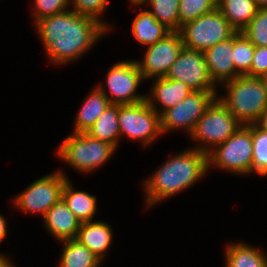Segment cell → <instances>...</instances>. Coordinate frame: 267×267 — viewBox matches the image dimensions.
<instances>
[{
	"mask_svg": "<svg viewBox=\"0 0 267 267\" xmlns=\"http://www.w3.org/2000/svg\"><path fill=\"white\" fill-rule=\"evenodd\" d=\"M35 24L47 55L55 64L76 60L109 30L107 24L72 10L45 17Z\"/></svg>",
	"mask_w": 267,
	"mask_h": 267,
	"instance_id": "obj_1",
	"label": "cell"
},
{
	"mask_svg": "<svg viewBox=\"0 0 267 267\" xmlns=\"http://www.w3.org/2000/svg\"><path fill=\"white\" fill-rule=\"evenodd\" d=\"M208 169V154L199 149L192 148L171 157L143 182L147 206H153L192 186Z\"/></svg>",
	"mask_w": 267,
	"mask_h": 267,
	"instance_id": "obj_2",
	"label": "cell"
},
{
	"mask_svg": "<svg viewBox=\"0 0 267 267\" xmlns=\"http://www.w3.org/2000/svg\"><path fill=\"white\" fill-rule=\"evenodd\" d=\"M226 96L218 99L242 125L255 124L267 108V90L260 77L238 76L224 82Z\"/></svg>",
	"mask_w": 267,
	"mask_h": 267,
	"instance_id": "obj_3",
	"label": "cell"
},
{
	"mask_svg": "<svg viewBox=\"0 0 267 267\" xmlns=\"http://www.w3.org/2000/svg\"><path fill=\"white\" fill-rule=\"evenodd\" d=\"M116 148L87 133H73L59 146L57 154L80 172H90L104 165Z\"/></svg>",
	"mask_w": 267,
	"mask_h": 267,
	"instance_id": "obj_4",
	"label": "cell"
},
{
	"mask_svg": "<svg viewBox=\"0 0 267 267\" xmlns=\"http://www.w3.org/2000/svg\"><path fill=\"white\" fill-rule=\"evenodd\" d=\"M236 32L217 7L180 29L184 47L202 52L231 38Z\"/></svg>",
	"mask_w": 267,
	"mask_h": 267,
	"instance_id": "obj_5",
	"label": "cell"
},
{
	"mask_svg": "<svg viewBox=\"0 0 267 267\" xmlns=\"http://www.w3.org/2000/svg\"><path fill=\"white\" fill-rule=\"evenodd\" d=\"M211 149L208 164L237 174L251 173L252 124L240 126L224 143Z\"/></svg>",
	"mask_w": 267,
	"mask_h": 267,
	"instance_id": "obj_6",
	"label": "cell"
},
{
	"mask_svg": "<svg viewBox=\"0 0 267 267\" xmlns=\"http://www.w3.org/2000/svg\"><path fill=\"white\" fill-rule=\"evenodd\" d=\"M240 126L242 124L217 97L198 120L196 128L190 135L192 139L204 143L203 145L200 143L201 146L194 149L208 154L211 148L214 149L224 143Z\"/></svg>",
	"mask_w": 267,
	"mask_h": 267,
	"instance_id": "obj_7",
	"label": "cell"
},
{
	"mask_svg": "<svg viewBox=\"0 0 267 267\" xmlns=\"http://www.w3.org/2000/svg\"><path fill=\"white\" fill-rule=\"evenodd\" d=\"M118 123L120 136L139 139L143 145L151 144L158 135H162L160 128V114L144 100L132 105H119Z\"/></svg>",
	"mask_w": 267,
	"mask_h": 267,
	"instance_id": "obj_8",
	"label": "cell"
},
{
	"mask_svg": "<svg viewBox=\"0 0 267 267\" xmlns=\"http://www.w3.org/2000/svg\"><path fill=\"white\" fill-rule=\"evenodd\" d=\"M216 98V91H192L181 102L160 115L161 133L184 128L191 135L198 120Z\"/></svg>",
	"mask_w": 267,
	"mask_h": 267,
	"instance_id": "obj_9",
	"label": "cell"
},
{
	"mask_svg": "<svg viewBox=\"0 0 267 267\" xmlns=\"http://www.w3.org/2000/svg\"><path fill=\"white\" fill-rule=\"evenodd\" d=\"M143 79L136 61L124 60L108 70L106 83L112 96L100 84L97 87L106 94L111 104L132 105L146 100V96L135 94Z\"/></svg>",
	"mask_w": 267,
	"mask_h": 267,
	"instance_id": "obj_10",
	"label": "cell"
},
{
	"mask_svg": "<svg viewBox=\"0 0 267 267\" xmlns=\"http://www.w3.org/2000/svg\"><path fill=\"white\" fill-rule=\"evenodd\" d=\"M67 176L62 172L46 175L29 185L15 198L18 209L29 213H41L42 216L62 199V191Z\"/></svg>",
	"mask_w": 267,
	"mask_h": 267,
	"instance_id": "obj_11",
	"label": "cell"
},
{
	"mask_svg": "<svg viewBox=\"0 0 267 267\" xmlns=\"http://www.w3.org/2000/svg\"><path fill=\"white\" fill-rule=\"evenodd\" d=\"M165 78L181 81L193 91H216L202 51L183 47Z\"/></svg>",
	"mask_w": 267,
	"mask_h": 267,
	"instance_id": "obj_12",
	"label": "cell"
},
{
	"mask_svg": "<svg viewBox=\"0 0 267 267\" xmlns=\"http://www.w3.org/2000/svg\"><path fill=\"white\" fill-rule=\"evenodd\" d=\"M184 47L180 31H171L162 40L147 46L144 60L136 61L142 77H165Z\"/></svg>",
	"mask_w": 267,
	"mask_h": 267,
	"instance_id": "obj_13",
	"label": "cell"
},
{
	"mask_svg": "<svg viewBox=\"0 0 267 267\" xmlns=\"http://www.w3.org/2000/svg\"><path fill=\"white\" fill-rule=\"evenodd\" d=\"M210 77L215 84L240 76L234 66L233 36L204 52Z\"/></svg>",
	"mask_w": 267,
	"mask_h": 267,
	"instance_id": "obj_14",
	"label": "cell"
},
{
	"mask_svg": "<svg viewBox=\"0 0 267 267\" xmlns=\"http://www.w3.org/2000/svg\"><path fill=\"white\" fill-rule=\"evenodd\" d=\"M43 219L47 231L60 242L75 239L81 223L63 199L55 203Z\"/></svg>",
	"mask_w": 267,
	"mask_h": 267,
	"instance_id": "obj_15",
	"label": "cell"
},
{
	"mask_svg": "<svg viewBox=\"0 0 267 267\" xmlns=\"http://www.w3.org/2000/svg\"><path fill=\"white\" fill-rule=\"evenodd\" d=\"M153 83V89H151L152 96L146 97L149 105L160 115L179 102H181L187 95H189L193 90L189 88L186 84L181 81L167 79L165 77L155 78ZM157 100V101H156ZM156 102H159L163 106V111L158 110ZM161 111V113H160Z\"/></svg>",
	"mask_w": 267,
	"mask_h": 267,
	"instance_id": "obj_16",
	"label": "cell"
},
{
	"mask_svg": "<svg viewBox=\"0 0 267 267\" xmlns=\"http://www.w3.org/2000/svg\"><path fill=\"white\" fill-rule=\"evenodd\" d=\"M106 222L88 221L80 223L77 240L80 244L87 247L101 261L104 254L112 243V229Z\"/></svg>",
	"mask_w": 267,
	"mask_h": 267,
	"instance_id": "obj_17",
	"label": "cell"
},
{
	"mask_svg": "<svg viewBox=\"0 0 267 267\" xmlns=\"http://www.w3.org/2000/svg\"><path fill=\"white\" fill-rule=\"evenodd\" d=\"M216 7L237 32L248 25L259 9L254 0H217Z\"/></svg>",
	"mask_w": 267,
	"mask_h": 267,
	"instance_id": "obj_18",
	"label": "cell"
},
{
	"mask_svg": "<svg viewBox=\"0 0 267 267\" xmlns=\"http://www.w3.org/2000/svg\"><path fill=\"white\" fill-rule=\"evenodd\" d=\"M132 34L136 40L146 46L155 44L171 32L148 11H140L132 23Z\"/></svg>",
	"mask_w": 267,
	"mask_h": 267,
	"instance_id": "obj_19",
	"label": "cell"
},
{
	"mask_svg": "<svg viewBox=\"0 0 267 267\" xmlns=\"http://www.w3.org/2000/svg\"><path fill=\"white\" fill-rule=\"evenodd\" d=\"M84 103L81 109H79L77 118L75 119L76 122L73 133H87L110 104V101L106 94L96 87L86 98Z\"/></svg>",
	"mask_w": 267,
	"mask_h": 267,
	"instance_id": "obj_20",
	"label": "cell"
},
{
	"mask_svg": "<svg viewBox=\"0 0 267 267\" xmlns=\"http://www.w3.org/2000/svg\"><path fill=\"white\" fill-rule=\"evenodd\" d=\"M118 115L119 105L110 103L93 126L87 131V134L117 148L120 137Z\"/></svg>",
	"mask_w": 267,
	"mask_h": 267,
	"instance_id": "obj_21",
	"label": "cell"
},
{
	"mask_svg": "<svg viewBox=\"0 0 267 267\" xmlns=\"http://www.w3.org/2000/svg\"><path fill=\"white\" fill-rule=\"evenodd\" d=\"M73 190L74 188L67 178L62 191V199L81 223L92 221L96 214V196L85 191Z\"/></svg>",
	"mask_w": 267,
	"mask_h": 267,
	"instance_id": "obj_22",
	"label": "cell"
},
{
	"mask_svg": "<svg viewBox=\"0 0 267 267\" xmlns=\"http://www.w3.org/2000/svg\"><path fill=\"white\" fill-rule=\"evenodd\" d=\"M226 267H267V256L249 244H229L225 251Z\"/></svg>",
	"mask_w": 267,
	"mask_h": 267,
	"instance_id": "obj_23",
	"label": "cell"
},
{
	"mask_svg": "<svg viewBox=\"0 0 267 267\" xmlns=\"http://www.w3.org/2000/svg\"><path fill=\"white\" fill-rule=\"evenodd\" d=\"M60 267H99L102 261L77 240H64Z\"/></svg>",
	"mask_w": 267,
	"mask_h": 267,
	"instance_id": "obj_24",
	"label": "cell"
},
{
	"mask_svg": "<svg viewBox=\"0 0 267 267\" xmlns=\"http://www.w3.org/2000/svg\"><path fill=\"white\" fill-rule=\"evenodd\" d=\"M234 66L240 76L251 77V63L255 52V45L242 33L233 35Z\"/></svg>",
	"mask_w": 267,
	"mask_h": 267,
	"instance_id": "obj_25",
	"label": "cell"
},
{
	"mask_svg": "<svg viewBox=\"0 0 267 267\" xmlns=\"http://www.w3.org/2000/svg\"><path fill=\"white\" fill-rule=\"evenodd\" d=\"M145 3L152 7L148 11L157 21L171 31H179V0H144L142 4Z\"/></svg>",
	"mask_w": 267,
	"mask_h": 267,
	"instance_id": "obj_26",
	"label": "cell"
},
{
	"mask_svg": "<svg viewBox=\"0 0 267 267\" xmlns=\"http://www.w3.org/2000/svg\"><path fill=\"white\" fill-rule=\"evenodd\" d=\"M252 165L251 172L267 175V132L252 124Z\"/></svg>",
	"mask_w": 267,
	"mask_h": 267,
	"instance_id": "obj_27",
	"label": "cell"
},
{
	"mask_svg": "<svg viewBox=\"0 0 267 267\" xmlns=\"http://www.w3.org/2000/svg\"><path fill=\"white\" fill-rule=\"evenodd\" d=\"M217 0H179V31L186 23L213 11Z\"/></svg>",
	"mask_w": 267,
	"mask_h": 267,
	"instance_id": "obj_28",
	"label": "cell"
},
{
	"mask_svg": "<svg viewBox=\"0 0 267 267\" xmlns=\"http://www.w3.org/2000/svg\"><path fill=\"white\" fill-rule=\"evenodd\" d=\"M241 32L255 46L267 47V8H259L257 14Z\"/></svg>",
	"mask_w": 267,
	"mask_h": 267,
	"instance_id": "obj_29",
	"label": "cell"
},
{
	"mask_svg": "<svg viewBox=\"0 0 267 267\" xmlns=\"http://www.w3.org/2000/svg\"><path fill=\"white\" fill-rule=\"evenodd\" d=\"M35 23L45 17L63 13L69 9L70 0H34Z\"/></svg>",
	"mask_w": 267,
	"mask_h": 267,
	"instance_id": "obj_30",
	"label": "cell"
},
{
	"mask_svg": "<svg viewBox=\"0 0 267 267\" xmlns=\"http://www.w3.org/2000/svg\"><path fill=\"white\" fill-rule=\"evenodd\" d=\"M72 1V2H71ZM73 3V4H72ZM108 0H70V5H73V10L77 14L90 16L98 21L102 12L107 7Z\"/></svg>",
	"mask_w": 267,
	"mask_h": 267,
	"instance_id": "obj_31",
	"label": "cell"
},
{
	"mask_svg": "<svg viewBox=\"0 0 267 267\" xmlns=\"http://www.w3.org/2000/svg\"><path fill=\"white\" fill-rule=\"evenodd\" d=\"M267 72V47L255 46L251 63V77H261Z\"/></svg>",
	"mask_w": 267,
	"mask_h": 267,
	"instance_id": "obj_32",
	"label": "cell"
},
{
	"mask_svg": "<svg viewBox=\"0 0 267 267\" xmlns=\"http://www.w3.org/2000/svg\"><path fill=\"white\" fill-rule=\"evenodd\" d=\"M255 125L264 132H267V108L262 112Z\"/></svg>",
	"mask_w": 267,
	"mask_h": 267,
	"instance_id": "obj_33",
	"label": "cell"
},
{
	"mask_svg": "<svg viewBox=\"0 0 267 267\" xmlns=\"http://www.w3.org/2000/svg\"><path fill=\"white\" fill-rule=\"evenodd\" d=\"M6 221L4 217L0 214V243L2 240H4L6 234H7V227H6Z\"/></svg>",
	"mask_w": 267,
	"mask_h": 267,
	"instance_id": "obj_34",
	"label": "cell"
},
{
	"mask_svg": "<svg viewBox=\"0 0 267 267\" xmlns=\"http://www.w3.org/2000/svg\"><path fill=\"white\" fill-rule=\"evenodd\" d=\"M0 267H14V265L4 255L0 254Z\"/></svg>",
	"mask_w": 267,
	"mask_h": 267,
	"instance_id": "obj_35",
	"label": "cell"
},
{
	"mask_svg": "<svg viewBox=\"0 0 267 267\" xmlns=\"http://www.w3.org/2000/svg\"><path fill=\"white\" fill-rule=\"evenodd\" d=\"M259 8H267V0H254Z\"/></svg>",
	"mask_w": 267,
	"mask_h": 267,
	"instance_id": "obj_36",
	"label": "cell"
},
{
	"mask_svg": "<svg viewBox=\"0 0 267 267\" xmlns=\"http://www.w3.org/2000/svg\"><path fill=\"white\" fill-rule=\"evenodd\" d=\"M260 78L262 79L265 89L267 90V72L264 73Z\"/></svg>",
	"mask_w": 267,
	"mask_h": 267,
	"instance_id": "obj_37",
	"label": "cell"
},
{
	"mask_svg": "<svg viewBox=\"0 0 267 267\" xmlns=\"http://www.w3.org/2000/svg\"><path fill=\"white\" fill-rule=\"evenodd\" d=\"M132 4H136V5H138V6H140V5H142V2L144 1V0H129Z\"/></svg>",
	"mask_w": 267,
	"mask_h": 267,
	"instance_id": "obj_38",
	"label": "cell"
}]
</instances>
